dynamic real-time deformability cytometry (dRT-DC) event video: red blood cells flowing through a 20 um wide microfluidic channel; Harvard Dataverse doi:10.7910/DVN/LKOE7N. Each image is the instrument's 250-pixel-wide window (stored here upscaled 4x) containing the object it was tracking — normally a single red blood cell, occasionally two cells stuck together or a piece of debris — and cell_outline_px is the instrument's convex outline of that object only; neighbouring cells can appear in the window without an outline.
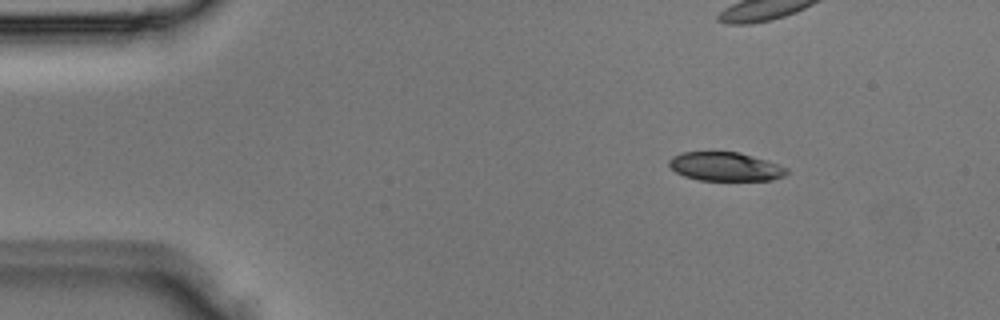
{"species": "Egyptian fruit bat (a non-hibernating species)", "species_latin": "Rousettus aegyptiacus", "temperature_condition": "room temperature", "stored_images_in_passage": 3, "camera_frame_rate_fps": 3000, "um_per_image_px": 0.085, "animal": {"sex": "male"}, "frame": {"image": 1, "passage_image": 1, "time_ms": 0.0, "image_size_px": [1000, 320], "cell_outline_px": [[788, 172], [784, 176], [772, 180], [700, 180], [684, 176], [676, 172], [668, 164], [668, 160], [672, 156], [680, 152], [740, 152], [768, 160], [788, 168]], "centroid_in_image_um": [61.66, 14.15], "position_along_channel_um": 23.3, "area_um2": 19.83}}